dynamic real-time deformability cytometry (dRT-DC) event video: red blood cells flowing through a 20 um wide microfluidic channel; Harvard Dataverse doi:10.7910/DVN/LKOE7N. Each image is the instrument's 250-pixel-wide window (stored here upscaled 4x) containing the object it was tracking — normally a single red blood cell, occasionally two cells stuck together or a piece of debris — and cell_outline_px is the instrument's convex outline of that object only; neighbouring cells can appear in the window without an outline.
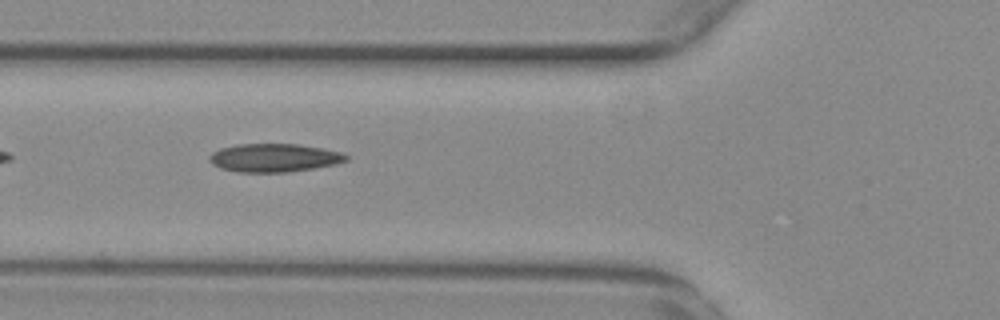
{"species": "common noctule bat (a hibernating species)", "species_latin": "Nyctalus noctula", "temperature_condition": "warm", "stored_images_in_passage": 41, "camera_frame_rate_fps": 3000, "um_per_image_px": 0.085, "animal": {"sex": "female", "body_mass_g": 29.2, "forearm_length_mm": 56.3}, "frame": {"image": 1, "passage_image": 6, "time_ms": 1.667, "image_size_px": [1000, 320], "cell_outline_px": [[348, 160], [336, 164], [288, 172], [236, 172], [220, 168], [212, 164], [208, 160], [208, 156], [212, 152], [220, 148], [236, 144], [300, 144], [324, 148], [340, 152], [348, 156]], "centroid_in_image_um": [23.27, 13.41], "position_along_channel_um": 102.5, "area_um2": 22.72}}
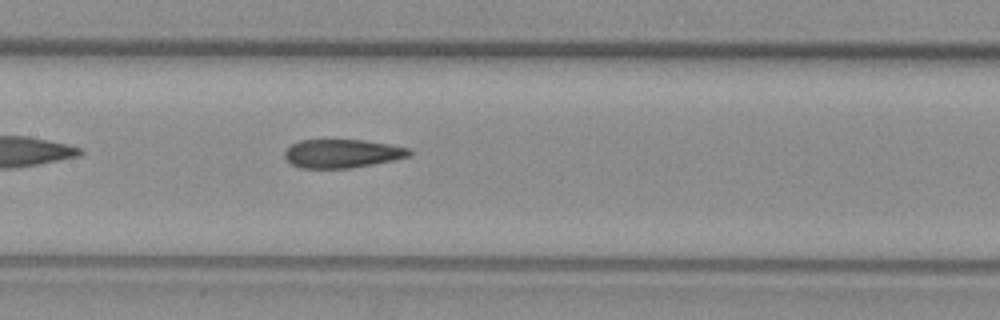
{"frame": {"image": 2, "passage_image": 12, "time_ms": 3.667, "image_size_px": [1000, 320], "cell_outline_px": [[412, 152], [408, 156], [392, 160], [352, 168], [300, 168], [292, 164], [284, 156], [284, 152], [292, 144], [300, 140], [364, 140], [388, 144], [408, 148]], "centroid_in_image_um": [29.06, 13.05], "position_along_channel_um": 178.3, "area_um2": 20.52}}
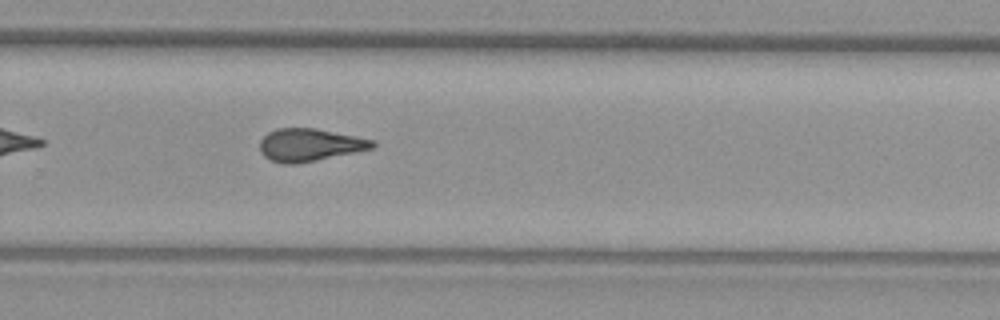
{"frame": {"image": 3, "passage_image": 22, "time_ms": 7.0, "image_size_px": [1000, 320], "cell_outline_px": [[376, 144], [372, 148], [316, 160], [296, 164], [284, 164], [272, 160], [264, 156], [260, 152], [260, 140], [268, 132], [276, 128], [316, 128], [376, 140]], "centroid_in_image_um": [26.31, 12.3], "position_along_channel_um": 303.5, "area_um2": 21.33}, "authors_computed_cell_mechanics": {"area_um2": 21.2704, "velocity_mm_per_s": 3.7659, "shape_relaxation_time_tau1_ms": null, "shape_relaxation_time_tau2_ms": 3.0564, "deformation_change_tau1": null, "deformation_change_tau2": 0.1108}}